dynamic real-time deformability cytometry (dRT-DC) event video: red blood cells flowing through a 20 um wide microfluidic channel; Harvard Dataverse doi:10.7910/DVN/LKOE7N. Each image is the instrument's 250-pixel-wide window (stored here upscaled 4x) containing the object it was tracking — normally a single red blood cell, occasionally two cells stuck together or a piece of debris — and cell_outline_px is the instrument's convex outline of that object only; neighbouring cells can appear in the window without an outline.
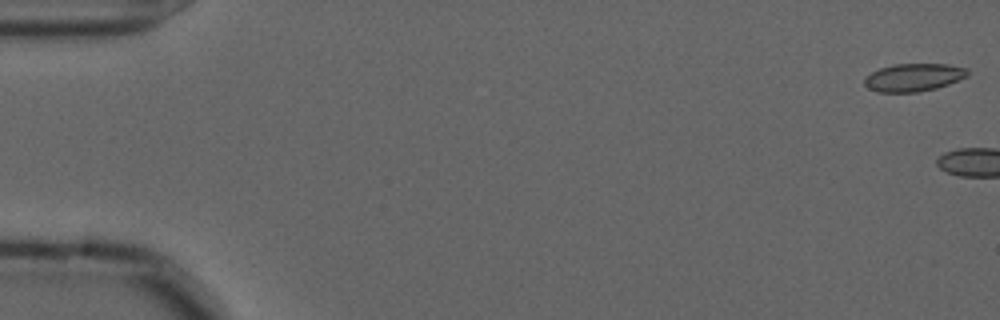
{"species": "common noctule bat (a hibernating species)", "species_latin": "Nyctalus noctula", "temperature_condition": "cold", "stored_images_in_passage": 4, "camera_frame_rate_fps": 3000, "um_per_image_px": 0.085, "animal": {"sex": "male", "forearm_length_mm": 52.5}, "frame": {"image": 1, "passage_image": 1, "time_ms": 0.0, "image_size_px": [1000, 320], "cell_outline_px": [[968, 76], [948, 84], [936, 88], [916, 92], [876, 92], [868, 88], [864, 84], [864, 80], [872, 72], [880, 68], [896, 64], [948, 64], [968, 68]], "centroid_in_image_um": [77.67, 6.58], "position_along_channel_um": 7.3, "area_um2": 16.65}}